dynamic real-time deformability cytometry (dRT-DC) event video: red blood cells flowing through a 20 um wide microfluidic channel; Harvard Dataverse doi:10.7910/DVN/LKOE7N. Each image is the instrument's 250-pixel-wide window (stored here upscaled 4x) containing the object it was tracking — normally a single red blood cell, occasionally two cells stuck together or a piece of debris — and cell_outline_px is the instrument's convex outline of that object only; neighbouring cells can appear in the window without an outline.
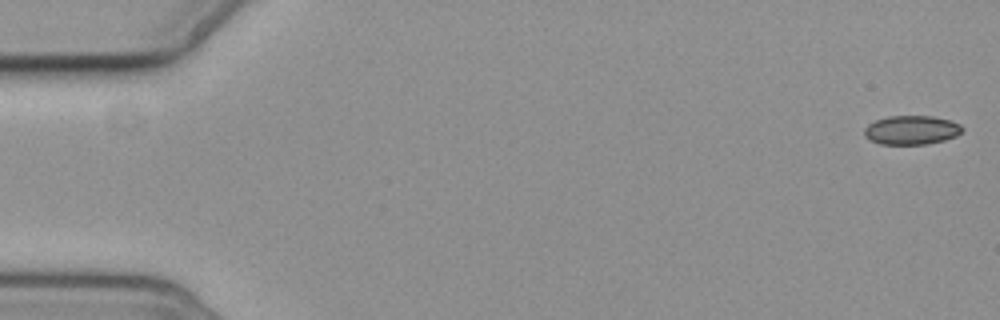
{"species": "common noctule bat (a hibernating species)", "species_latin": "Nyctalus noctula", "temperature_condition": "cold", "stored_images_in_passage": 7, "segment_of_instrument_passage": [2, 2], "camera_frame_rate_fps": 3000, "um_per_image_px": 0.085, "animal": {"sex": "female", "body_mass_g": 19.3, "forearm_length_mm": 54.1}, "frame": {"image": 1, "passage_image": 7, "time_ms": 8.333, "image_size_px": [1000, 320], "cell_outline_px": [[964, 128], [956, 136], [944, 140], [928, 144], [880, 144], [864, 136], [864, 128], [868, 124], [876, 120], [888, 116], [932, 116], [948, 120], [960, 124]], "centroid_in_image_um": [77.47, 11.05], "position_along_channel_um": 7.5, "area_um2": 16.47}}